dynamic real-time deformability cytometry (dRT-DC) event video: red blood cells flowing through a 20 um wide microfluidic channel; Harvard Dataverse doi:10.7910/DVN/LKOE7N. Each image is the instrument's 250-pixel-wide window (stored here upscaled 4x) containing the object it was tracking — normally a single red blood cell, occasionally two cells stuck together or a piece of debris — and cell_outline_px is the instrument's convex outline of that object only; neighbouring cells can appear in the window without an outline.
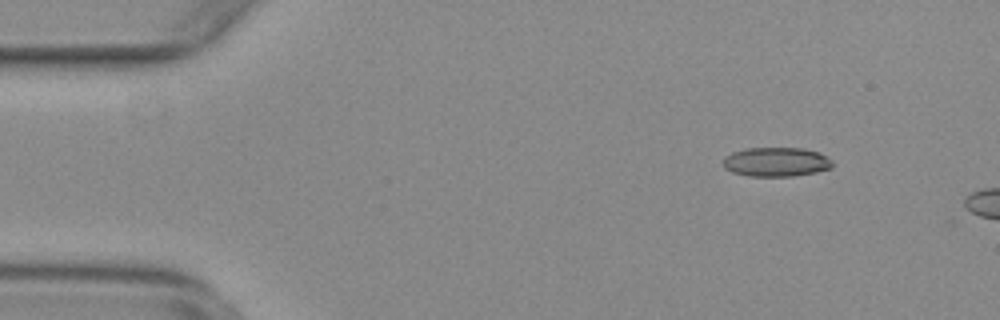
{"species": "common noctule bat (a hibernating species)", "species_latin": "Nyctalus noctula", "temperature_condition": "warm", "stored_images_in_passage": 12, "camera_frame_rate_fps": 3000, "um_per_image_px": 0.085, "animal": {"sex": "female", "body_mass_g": 29.2, "forearm_length_mm": 56.3}, "frame": {"image": 1, "passage_image": 7, "time_ms": 2.0, "image_size_px": [1000, 320], "cell_outline_px": [[832, 168], [816, 172], [792, 176], [748, 176], [732, 172], [724, 168], [724, 156], [732, 152], [744, 148], [804, 148], [820, 152], [832, 160]], "centroid_in_image_um": [65.98, 13.76], "position_along_channel_um": 19.0, "area_um2": 18.79}}